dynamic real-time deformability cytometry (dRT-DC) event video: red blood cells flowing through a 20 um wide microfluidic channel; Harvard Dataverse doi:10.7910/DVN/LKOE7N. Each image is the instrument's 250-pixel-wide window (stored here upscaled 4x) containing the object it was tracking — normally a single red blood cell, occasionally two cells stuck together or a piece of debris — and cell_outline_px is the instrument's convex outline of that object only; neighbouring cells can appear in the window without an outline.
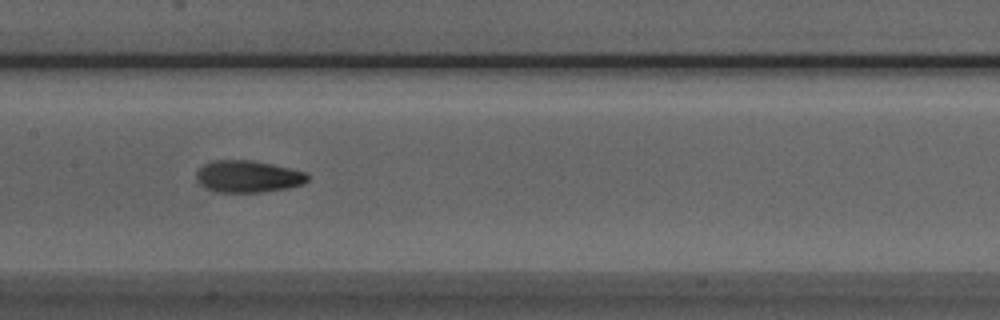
{"species": "Egyptian fruit bat (a non-hibernating species)", "species_latin": "Rousettus aegyptiacus", "temperature_condition": "room temperature", "stored_images_in_passage": 20, "camera_frame_rate_fps": 3000, "um_per_image_px": 0.085, "animal": {"sex": "male"}, "frame": {"image": 1, "passage_image": 15, "time_ms": 4.667, "image_size_px": [1000, 320], "cell_outline_px": [[308, 180], [304, 184], [288, 188], [260, 192], [212, 192], [204, 188], [196, 180], [196, 172], [204, 164], [212, 160], [252, 160], [272, 164], [308, 172]], "centroid_in_image_um": [21.07, 15.0], "position_along_channel_um": 186.3, "area_um2": 20.98}}